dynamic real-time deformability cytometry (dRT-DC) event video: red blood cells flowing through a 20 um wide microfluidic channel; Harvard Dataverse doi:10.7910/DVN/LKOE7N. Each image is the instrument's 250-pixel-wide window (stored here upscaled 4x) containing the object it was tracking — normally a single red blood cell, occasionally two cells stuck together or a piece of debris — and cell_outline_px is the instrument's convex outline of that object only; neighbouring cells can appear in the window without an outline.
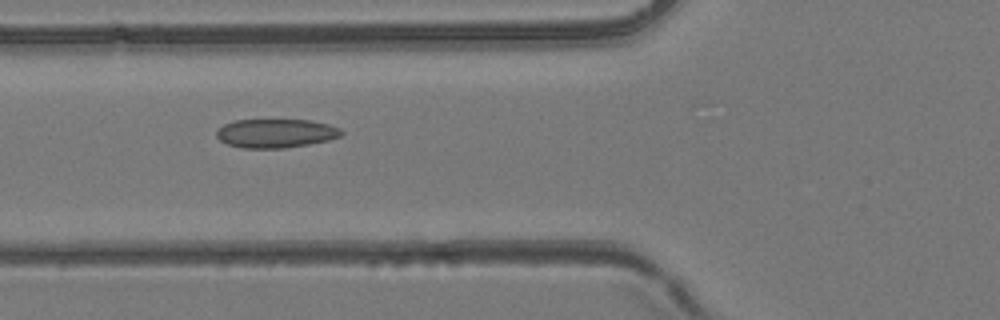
{"species": "common noctule bat (a hibernating species)", "species_latin": "Nyctalus noctula", "temperature_condition": "room temperature", "stored_images_in_passage": 47, "camera_frame_rate_fps": 3000, "um_per_image_px": 0.085, "animal": {"sex": "female", "body_mass_g": 24.6, "forearm_length_mm": 56.2}, "frame": {"image": 1, "passage_image": 18, "time_ms": 5.667, "image_size_px": [1000, 320], "cell_outline_px": [[344, 132], [340, 136], [328, 140], [308, 144], [284, 148], [244, 148], [228, 144], [220, 140], [216, 136], [216, 132], [224, 124], [236, 120], [308, 120], [328, 124], [340, 128]], "centroid_in_image_um": [23.45, 11.33], "position_along_channel_um": 102.4, "area_um2": 20.81}}
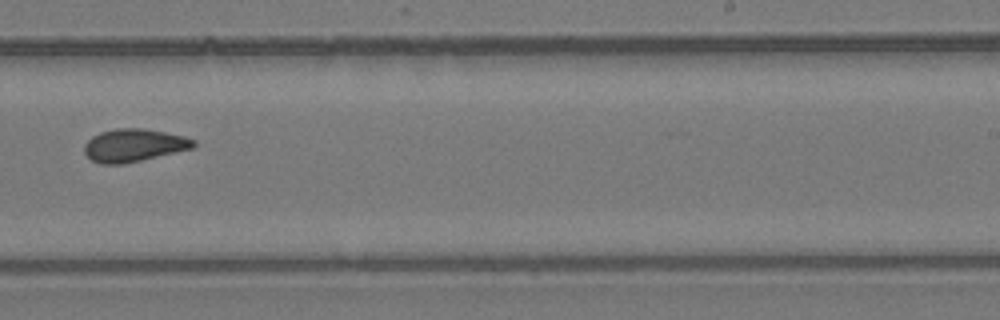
{"frame": {"image": 2, "passage_image": 30, "time_ms": 9.667, "image_size_px": [1000, 320], "cell_outline_px": [[196, 144], [192, 148], [124, 164], [100, 164], [92, 160], [84, 152], [84, 144], [92, 136], [100, 132], [116, 128], [144, 128], [184, 136], [196, 140]], "centroid_in_image_um": [11.36, 12.34], "position_along_channel_um": 277.6, "area_um2": 20.81}}
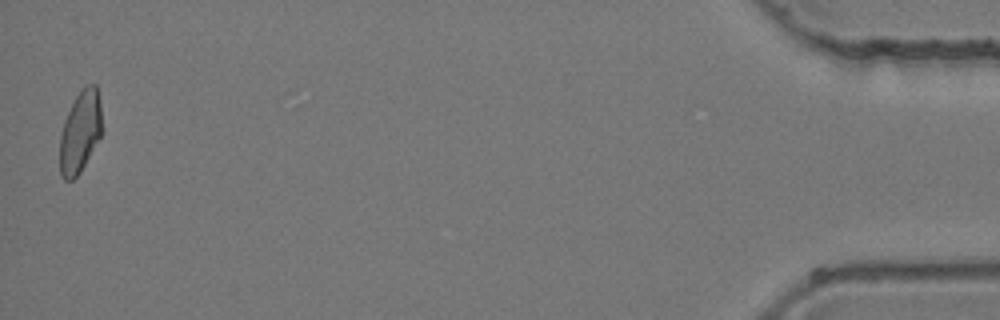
{"frame": {"image": 3, "passage_image": 47, "time_ms": 15.333, "image_size_px": [1000, 320], "cell_outline_px": [[100, 136], [80, 172], [72, 180], [64, 180], [60, 176], [60, 136], [64, 120], [76, 96], [84, 84], [96, 84], [100, 104]], "centroid_in_image_um": [6.78, 11.2], "position_along_channel_um": 428.4, "area_um2": 19.71}}